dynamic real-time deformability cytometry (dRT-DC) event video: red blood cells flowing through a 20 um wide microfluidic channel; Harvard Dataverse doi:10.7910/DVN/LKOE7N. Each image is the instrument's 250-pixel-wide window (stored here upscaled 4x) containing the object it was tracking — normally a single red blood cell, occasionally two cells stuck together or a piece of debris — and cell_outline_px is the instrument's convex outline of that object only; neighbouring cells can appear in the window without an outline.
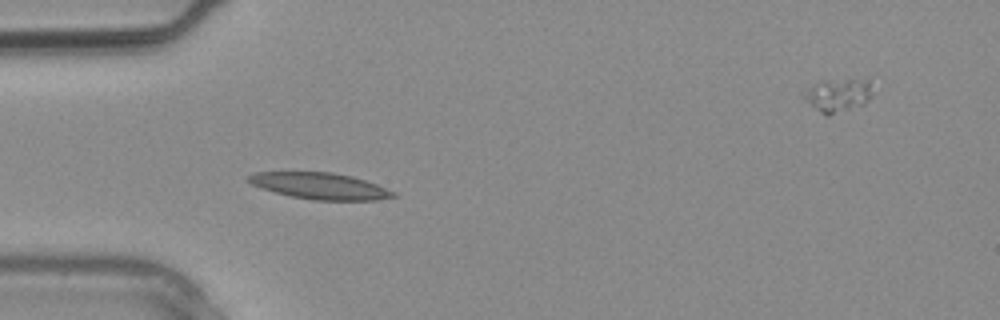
{"species": "common noctule bat (a hibernating species)", "species_latin": "Nyctalus noctula", "temperature_condition": "warm", "stored_images_in_passage": 3, "segment_of_instrument_passage": [1, 2], "camera_frame_rate_fps": 3000, "um_per_image_px": 0.085, "animal": {"sex": "male", "body_mass_g": 20.4}, "frame": {"image": 1, "passage_image": 2, "time_ms": 0.333, "image_size_px": [1000, 320], "cell_outline_px": [[400, 196], [376, 200], [316, 200], [292, 196], [276, 192], [252, 184], [248, 180], [248, 176], [256, 172], [332, 172], [352, 176], [376, 184], [396, 192]], "centroid_in_image_um": [27.27, 15.81], "position_along_channel_um": 57.7, "area_um2": 22.02}}